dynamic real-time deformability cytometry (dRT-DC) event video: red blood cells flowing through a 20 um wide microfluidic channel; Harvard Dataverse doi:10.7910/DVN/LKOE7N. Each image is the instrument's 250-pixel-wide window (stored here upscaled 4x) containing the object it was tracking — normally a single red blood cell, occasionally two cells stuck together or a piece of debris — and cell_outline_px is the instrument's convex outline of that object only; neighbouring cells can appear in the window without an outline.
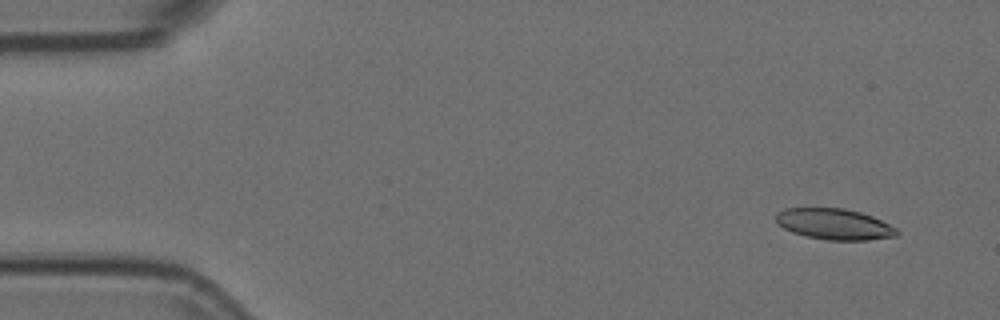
{"species": "Egyptian fruit bat (a non-hibernating species)", "species_latin": "Rousettus aegyptiacus", "temperature_condition": "room temperature", "stored_images_in_passage": 6, "camera_frame_rate_fps": 3000, "um_per_image_px": 0.085, "animal": {"sex": "female"}, "frame": {"image": 1, "passage_image": 2, "time_ms": 0.333, "image_size_px": [1000, 320], "cell_outline_px": [[900, 232], [896, 236], [868, 240], [828, 240], [804, 236], [792, 232], [784, 228], [776, 220], [776, 212], [784, 208], [844, 208], [860, 212], [872, 216], [896, 228]], "centroid_in_image_um": [70.91, 19.05], "position_along_channel_um": 14.1, "area_um2": 21.79}}
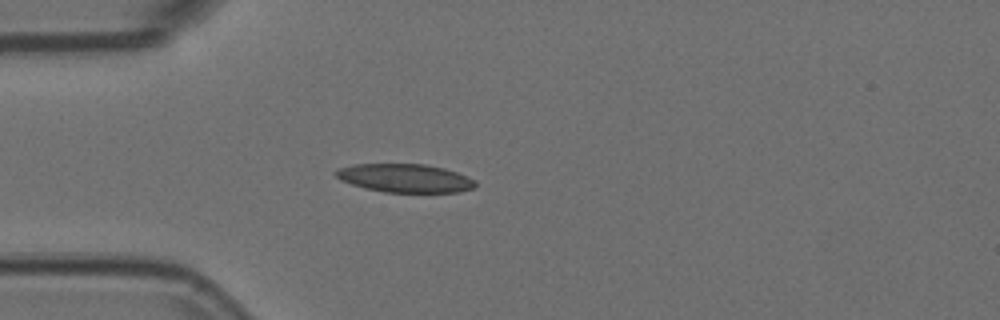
{"frame": {"image": 2, "passage_image": 5, "time_ms": 1.333, "image_size_px": [1000, 320], "cell_outline_px": [[476, 188], [460, 192], [384, 192], [364, 188], [340, 180], [332, 172], [336, 168], [352, 164], [424, 164], [444, 168], [468, 176], [476, 180]], "centroid_in_image_um": [34.41, 15.14], "position_along_channel_um": 50.6, "area_um2": 23.41}}